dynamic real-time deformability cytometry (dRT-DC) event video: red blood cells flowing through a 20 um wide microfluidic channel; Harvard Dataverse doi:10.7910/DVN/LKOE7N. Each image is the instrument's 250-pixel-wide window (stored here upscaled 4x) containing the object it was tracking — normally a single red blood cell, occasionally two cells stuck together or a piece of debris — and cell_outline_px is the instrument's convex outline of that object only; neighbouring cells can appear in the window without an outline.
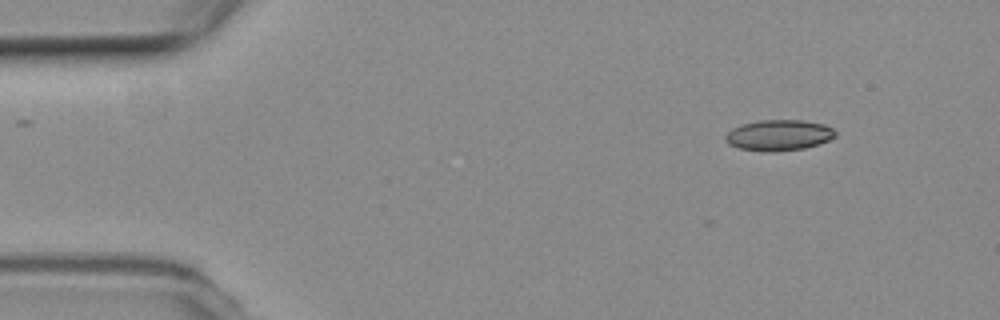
{"species": "common noctule bat (a hibernating species)", "species_latin": "Nyctalus noctula", "temperature_condition": "room temperature", "stored_images_in_passage": 6, "camera_frame_rate_fps": 3000, "um_per_image_px": 0.085, "animal": {"sex": "female", "body_mass_g": 19.3, "forearm_length_mm": 54.1}, "frame": {"image": 1, "passage_image": 1, "time_ms": 0.0, "image_size_px": [1000, 320], "cell_outline_px": [[836, 136], [828, 140], [804, 148], [776, 152], [764, 152], [740, 148], [728, 144], [724, 140], [724, 136], [732, 128], [740, 124], [760, 120], [804, 120], [824, 124], [832, 128], [836, 132]], "centroid_in_image_um": [66.16, 11.49], "position_along_channel_um": 18.8, "area_um2": 19.88}}